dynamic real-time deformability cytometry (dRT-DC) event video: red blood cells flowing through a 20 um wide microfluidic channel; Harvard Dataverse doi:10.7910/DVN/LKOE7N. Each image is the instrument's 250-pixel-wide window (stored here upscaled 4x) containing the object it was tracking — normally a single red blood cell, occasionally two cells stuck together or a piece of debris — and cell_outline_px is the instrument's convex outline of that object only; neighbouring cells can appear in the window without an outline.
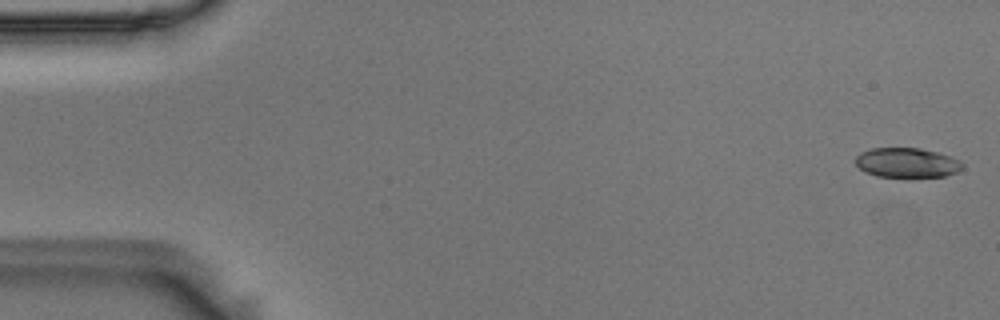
{"species": "Egyptian fruit bat (a non-hibernating species)", "species_latin": "Rousettus aegyptiacus", "temperature_condition": "room temperature", "stored_images_in_passage": 15, "camera_frame_rate_fps": 3000, "um_per_image_px": 0.085, "animal": {"sex": "male"}, "frame": {"image": 1, "passage_image": 1, "time_ms": 0.0, "image_size_px": [1000, 320], "cell_outline_px": [[964, 168], [956, 172], [944, 176], [876, 176], [860, 168], [856, 164], [856, 156], [860, 152], [872, 148], [920, 148], [952, 156], [960, 160], [964, 164]], "centroid_in_image_um": [77.12, 13.81], "position_along_channel_um": 7.9, "area_um2": 18.32}}
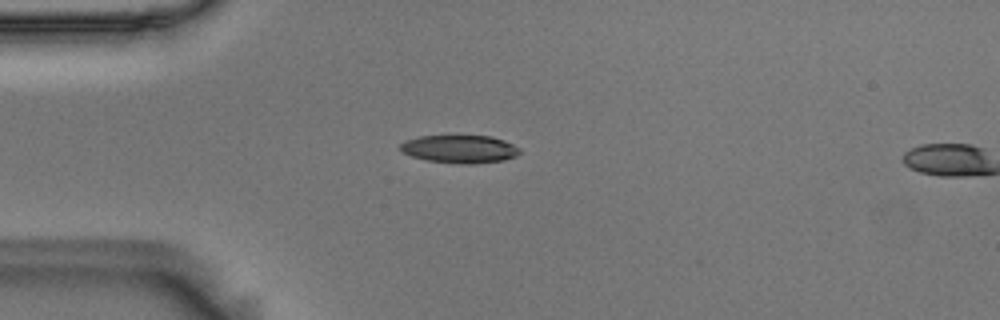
{"frame": {"image": 2, "passage_image": 14, "time_ms": 4.333, "image_size_px": [1000, 320], "cell_outline_px": [[520, 152], [516, 156], [504, 160], [472, 164], [464, 164], [428, 160], [412, 156], [404, 152], [400, 148], [400, 144], [404, 140], [420, 136], [492, 136], [504, 140], [520, 148]], "centroid_in_image_um": [39.1, 12.66], "position_along_channel_um": 45.9, "area_um2": 19.31}}